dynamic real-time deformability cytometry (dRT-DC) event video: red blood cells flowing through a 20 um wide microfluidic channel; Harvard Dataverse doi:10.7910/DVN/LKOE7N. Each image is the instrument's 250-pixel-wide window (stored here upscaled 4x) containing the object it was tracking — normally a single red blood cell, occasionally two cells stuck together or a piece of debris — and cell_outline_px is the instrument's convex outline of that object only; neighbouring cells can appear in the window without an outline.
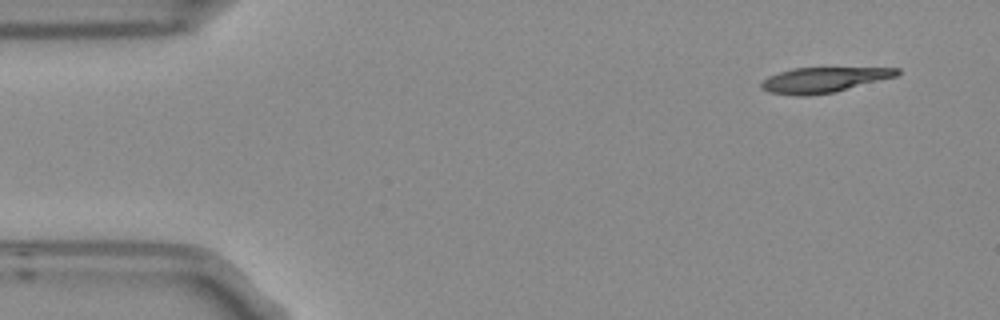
{"species": "Egyptian fruit bat (a non-hibernating species)", "species_latin": "Rousettus aegyptiacus", "temperature_condition": "room temperature", "stored_images_in_passage": 4, "camera_frame_rate_fps": 3000, "um_per_image_px": 0.085, "frame": {"image": 1, "passage_image": 1, "time_ms": 0.0, "image_size_px": [1000, 320], "cell_outline_px": [[900, 72], [896, 76], [836, 92], [808, 96], [800, 96], [768, 92], [760, 88], [760, 84], [768, 76], [792, 68], [900, 68]], "centroid_in_image_um": [69.98, 6.8], "position_along_channel_um": 15.0, "area_um2": 19.88}}
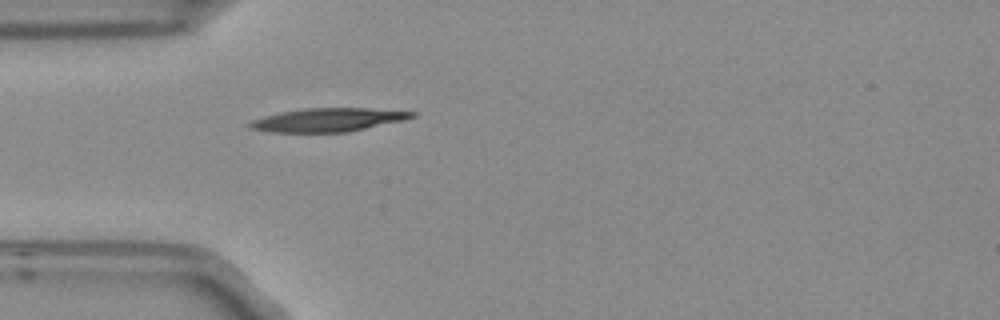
{"frame": {"image": 2, "passage_image": 4, "time_ms": 1.0, "image_size_px": [1000, 320], "cell_outline_px": [[416, 116], [404, 120], [348, 132], [268, 132], [252, 128], [248, 124], [252, 120], [264, 116], [280, 112], [304, 108], [368, 108], [416, 112]], "centroid_in_image_um": [27.89, 10.18], "position_along_channel_um": 57.1, "area_um2": 22.08}}